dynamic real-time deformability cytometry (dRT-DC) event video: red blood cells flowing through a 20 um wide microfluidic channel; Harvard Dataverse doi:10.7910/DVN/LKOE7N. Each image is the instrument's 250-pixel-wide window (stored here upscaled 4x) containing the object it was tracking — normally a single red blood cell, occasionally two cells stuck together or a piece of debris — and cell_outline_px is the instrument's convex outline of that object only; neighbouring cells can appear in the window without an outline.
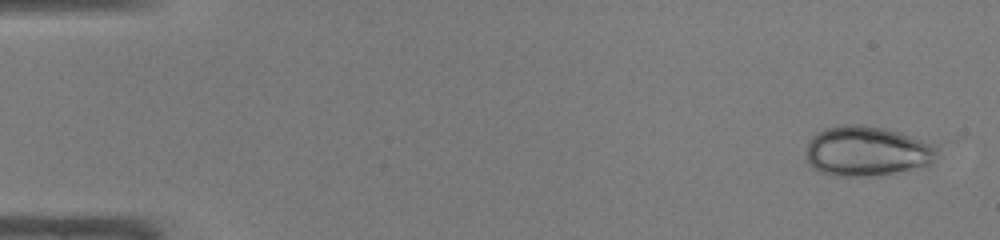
{"species": "common noctule bat (a hibernating species)", "species_latin": "Nyctalus noctula", "temperature_condition": "warm", "stored_images_in_passage": 15, "camera_frame_rate_fps": 3000, "um_per_image_px": 0.085, "animal": {"sex": "male", "body_mass_g": 19.0, "forearm_length_mm": 50.8}, "frame": {"image": 1, "passage_image": 2, "time_ms": 0.333, "image_size_px": [1000, 240], "cell_outline_px": [[936, 160], [932, 164], [880, 176], [832, 176], [820, 172], [812, 168], [808, 164], [804, 152], [808, 140], [816, 132], [824, 128], [840, 124], [864, 124], [884, 128], [936, 144]], "centroid_in_image_um": [73.62, 12.85], "position_along_channel_um": 11.4, "area_um2": 38.9}}